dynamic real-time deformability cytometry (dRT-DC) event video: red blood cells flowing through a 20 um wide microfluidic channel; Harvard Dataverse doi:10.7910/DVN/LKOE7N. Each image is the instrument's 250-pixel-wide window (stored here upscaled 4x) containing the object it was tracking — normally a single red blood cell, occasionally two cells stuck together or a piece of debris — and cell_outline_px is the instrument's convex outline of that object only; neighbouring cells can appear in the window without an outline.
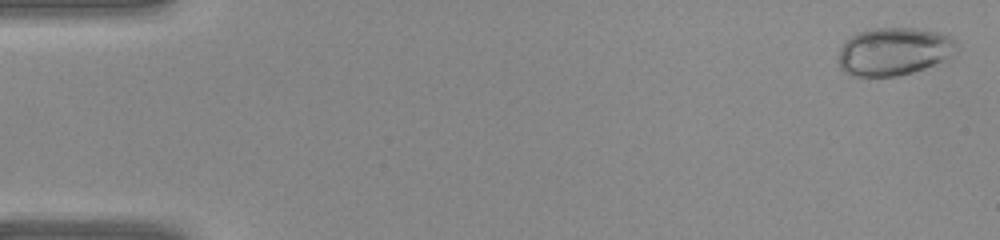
{"species": "common noctule bat (a hibernating species)", "species_latin": "Nyctalus noctula", "temperature_condition": "warm", "stored_images_in_passage": 40, "camera_frame_rate_fps": 3000, "um_per_image_px": 0.085, "animal": {"sex": "female", "body_mass_g": 22.0, "forearm_length_mm": 56.7}, "frame": {"image": 1, "passage_image": 1, "time_ms": 0.0, "image_size_px": [1000, 240], "cell_outline_px": [[956, 52], [952, 56], [944, 60], [924, 68], [912, 72], [896, 76], [848, 76], [840, 68], [840, 48], [852, 36], [860, 32], [872, 28], [912, 28], [940, 32], [956, 40]], "centroid_in_image_um": [76.0, 4.38], "position_along_channel_um": 9.0, "area_um2": 32.77}}
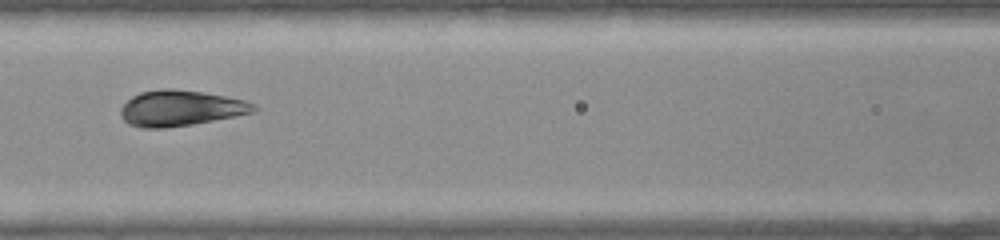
{"frame": {"image": 2, "passage_image": 18, "time_ms": 5.667, "image_size_px": [1000, 240], "cell_outline_px": [[256, 112], [192, 124], [164, 128], [140, 128], [128, 124], [120, 116], [120, 108], [132, 96], [140, 92], [160, 88], [172, 88], [200, 92], [224, 96], [244, 100], [252, 104], [256, 108]], "centroid_in_image_um": [15.28, 9.19], "position_along_channel_um": 151.3, "area_um2": 27.57}}
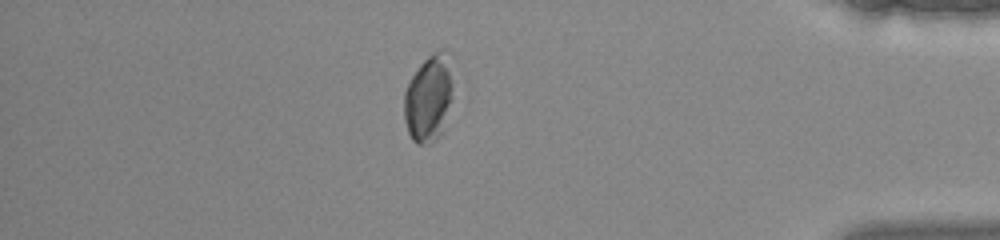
{"frame": {"image": 3, "passage_image": 35, "time_ms": 11.333, "image_size_px": [1000, 240], "cell_outline_px": [[452, 100], [440, 136], [432, 144], [416, 144], [412, 140], [408, 132], [404, 120], [404, 92], [412, 76], [420, 64], [432, 52], [440, 48], [444, 48], [452, 52]], "centroid_in_image_um": [36.47, 8.29], "position_along_channel_um": 398.7, "area_um2": 25.55}}